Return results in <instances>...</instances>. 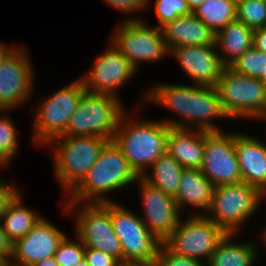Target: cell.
<instances>
[{"mask_svg": "<svg viewBox=\"0 0 266 266\" xmlns=\"http://www.w3.org/2000/svg\"><path fill=\"white\" fill-rule=\"evenodd\" d=\"M166 47L215 45V34L193 13L180 16L161 27Z\"/></svg>", "mask_w": 266, "mask_h": 266, "instance_id": "44dd1931", "label": "cell"}, {"mask_svg": "<svg viewBox=\"0 0 266 266\" xmlns=\"http://www.w3.org/2000/svg\"><path fill=\"white\" fill-rule=\"evenodd\" d=\"M227 232L206 215H191L180 220L174 231L162 242L171 252L179 256L208 262L219 242Z\"/></svg>", "mask_w": 266, "mask_h": 266, "instance_id": "8fae6325", "label": "cell"}, {"mask_svg": "<svg viewBox=\"0 0 266 266\" xmlns=\"http://www.w3.org/2000/svg\"><path fill=\"white\" fill-rule=\"evenodd\" d=\"M213 189L214 185L202 174L201 169H183L178 193L174 198L180 210L189 205L205 212L192 215H207Z\"/></svg>", "mask_w": 266, "mask_h": 266, "instance_id": "7402d4cb", "label": "cell"}, {"mask_svg": "<svg viewBox=\"0 0 266 266\" xmlns=\"http://www.w3.org/2000/svg\"><path fill=\"white\" fill-rule=\"evenodd\" d=\"M143 21L140 18L122 19L110 39L136 71L140 62L159 61L169 54L161 28L151 27Z\"/></svg>", "mask_w": 266, "mask_h": 266, "instance_id": "30bf717a", "label": "cell"}, {"mask_svg": "<svg viewBox=\"0 0 266 266\" xmlns=\"http://www.w3.org/2000/svg\"><path fill=\"white\" fill-rule=\"evenodd\" d=\"M235 150L242 182L258 188L266 196V143L256 136L236 132Z\"/></svg>", "mask_w": 266, "mask_h": 266, "instance_id": "d6986e66", "label": "cell"}, {"mask_svg": "<svg viewBox=\"0 0 266 266\" xmlns=\"http://www.w3.org/2000/svg\"><path fill=\"white\" fill-rule=\"evenodd\" d=\"M253 47L266 54V27L254 29Z\"/></svg>", "mask_w": 266, "mask_h": 266, "instance_id": "74e56055", "label": "cell"}, {"mask_svg": "<svg viewBox=\"0 0 266 266\" xmlns=\"http://www.w3.org/2000/svg\"><path fill=\"white\" fill-rule=\"evenodd\" d=\"M85 260L89 266H120V262L101 250L86 247Z\"/></svg>", "mask_w": 266, "mask_h": 266, "instance_id": "836d02e7", "label": "cell"}, {"mask_svg": "<svg viewBox=\"0 0 266 266\" xmlns=\"http://www.w3.org/2000/svg\"><path fill=\"white\" fill-rule=\"evenodd\" d=\"M65 203L64 211H69V215L76 212L75 232L84 246L101 250L122 263L121 244L110 218V202L82 203L81 208L78 202Z\"/></svg>", "mask_w": 266, "mask_h": 266, "instance_id": "9c48e42d", "label": "cell"}, {"mask_svg": "<svg viewBox=\"0 0 266 266\" xmlns=\"http://www.w3.org/2000/svg\"><path fill=\"white\" fill-rule=\"evenodd\" d=\"M109 45L110 47L94 61L88 74L80 78L87 92L118 97L117 90L133 79L137 71L112 43Z\"/></svg>", "mask_w": 266, "mask_h": 266, "instance_id": "9a60e30c", "label": "cell"}, {"mask_svg": "<svg viewBox=\"0 0 266 266\" xmlns=\"http://www.w3.org/2000/svg\"><path fill=\"white\" fill-rule=\"evenodd\" d=\"M75 266H89L85 258L78 262Z\"/></svg>", "mask_w": 266, "mask_h": 266, "instance_id": "ee69618b", "label": "cell"}, {"mask_svg": "<svg viewBox=\"0 0 266 266\" xmlns=\"http://www.w3.org/2000/svg\"><path fill=\"white\" fill-rule=\"evenodd\" d=\"M202 174L214 185L242 182L235 132L204 131Z\"/></svg>", "mask_w": 266, "mask_h": 266, "instance_id": "4fadbf2b", "label": "cell"}, {"mask_svg": "<svg viewBox=\"0 0 266 266\" xmlns=\"http://www.w3.org/2000/svg\"><path fill=\"white\" fill-rule=\"evenodd\" d=\"M15 49L0 64V111L24 105L32 96L34 70L23 46Z\"/></svg>", "mask_w": 266, "mask_h": 266, "instance_id": "5bb4252c", "label": "cell"}, {"mask_svg": "<svg viewBox=\"0 0 266 266\" xmlns=\"http://www.w3.org/2000/svg\"><path fill=\"white\" fill-rule=\"evenodd\" d=\"M204 1L205 0H186L191 13L196 10Z\"/></svg>", "mask_w": 266, "mask_h": 266, "instance_id": "b9f144b4", "label": "cell"}, {"mask_svg": "<svg viewBox=\"0 0 266 266\" xmlns=\"http://www.w3.org/2000/svg\"><path fill=\"white\" fill-rule=\"evenodd\" d=\"M265 197L258 188L244 182L217 185L206 216L227 233H237L239 226L254 215Z\"/></svg>", "mask_w": 266, "mask_h": 266, "instance_id": "ba28073f", "label": "cell"}, {"mask_svg": "<svg viewBox=\"0 0 266 266\" xmlns=\"http://www.w3.org/2000/svg\"><path fill=\"white\" fill-rule=\"evenodd\" d=\"M263 233L261 235L263 236V238H266V228L264 229V232Z\"/></svg>", "mask_w": 266, "mask_h": 266, "instance_id": "bcb514c9", "label": "cell"}, {"mask_svg": "<svg viewBox=\"0 0 266 266\" xmlns=\"http://www.w3.org/2000/svg\"><path fill=\"white\" fill-rule=\"evenodd\" d=\"M124 113L125 108L119 97L86 91L70 116L63 135L97 136L112 140Z\"/></svg>", "mask_w": 266, "mask_h": 266, "instance_id": "5b68a950", "label": "cell"}, {"mask_svg": "<svg viewBox=\"0 0 266 266\" xmlns=\"http://www.w3.org/2000/svg\"><path fill=\"white\" fill-rule=\"evenodd\" d=\"M195 85L216 87L225 66L216 45L177 46L169 50Z\"/></svg>", "mask_w": 266, "mask_h": 266, "instance_id": "ac0fdd59", "label": "cell"}, {"mask_svg": "<svg viewBox=\"0 0 266 266\" xmlns=\"http://www.w3.org/2000/svg\"><path fill=\"white\" fill-rule=\"evenodd\" d=\"M166 151L184 169H201L204 155V130L170 127Z\"/></svg>", "mask_w": 266, "mask_h": 266, "instance_id": "ffe728a7", "label": "cell"}, {"mask_svg": "<svg viewBox=\"0 0 266 266\" xmlns=\"http://www.w3.org/2000/svg\"><path fill=\"white\" fill-rule=\"evenodd\" d=\"M143 97L145 102L169 108L179 114L181 121H163L169 127L191 129L196 125V129L204 131H221L213 121L215 118H229L213 86L158 83Z\"/></svg>", "mask_w": 266, "mask_h": 266, "instance_id": "6da1fadb", "label": "cell"}, {"mask_svg": "<svg viewBox=\"0 0 266 266\" xmlns=\"http://www.w3.org/2000/svg\"><path fill=\"white\" fill-rule=\"evenodd\" d=\"M86 92L81 78L65 85L49 97L42 98L34 112L32 140L40 146L63 135L78 104Z\"/></svg>", "mask_w": 266, "mask_h": 266, "instance_id": "52a82bcc", "label": "cell"}, {"mask_svg": "<svg viewBox=\"0 0 266 266\" xmlns=\"http://www.w3.org/2000/svg\"><path fill=\"white\" fill-rule=\"evenodd\" d=\"M261 238V240H262V242L264 243V245H265V247H266V238H263V236H260Z\"/></svg>", "mask_w": 266, "mask_h": 266, "instance_id": "f6af8a7d", "label": "cell"}, {"mask_svg": "<svg viewBox=\"0 0 266 266\" xmlns=\"http://www.w3.org/2000/svg\"><path fill=\"white\" fill-rule=\"evenodd\" d=\"M65 236L50 221L41 217L25 236L12 244L9 263L15 266H33L52 257Z\"/></svg>", "mask_w": 266, "mask_h": 266, "instance_id": "e0dca14e", "label": "cell"}, {"mask_svg": "<svg viewBox=\"0 0 266 266\" xmlns=\"http://www.w3.org/2000/svg\"><path fill=\"white\" fill-rule=\"evenodd\" d=\"M216 89L225 113L231 118L266 120V84L258 78L225 67Z\"/></svg>", "mask_w": 266, "mask_h": 266, "instance_id": "8992f818", "label": "cell"}, {"mask_svg": "<svg viewBox=\"0 0 266 266\" xmlns=\"http://www.w3.org/2000/svg\"><path fill=\"white\" fill-rule=\"evenodd\" d=\"M15 48L6 46L0 43V64L5 60V58L14 50Z\"/></svg>", "mask_w": 266, "mask_h": 266, "instance_id": "f35d334b", "label": "cell"}, {"mask_svg": "<svg viewBox=\"0 0 266 266\" xmlns=\"http://www.w3.org/2000/svg\"><path fill=\"white\" fill-rule=\"evenodd\" d=\"M138 178L119 147L109 140L86 176L68 194L66 202H114L106 193L137 183Z\"/></svg>", "mask_w": 266, "mask_h": 266, "instance_id": "7a4b0ae2", "label": "cell"}, {"mask_svg": "<svg viewBox=\"0 0 266 266\" xmlns=\"http://www.w3.org/2000/svg\"><path fill=\"white\" fill-rule=\"evenodd\" d=\"M236 20L252 29L266 27V0H237Z\"/></svg>", "mask_w": 266, "mask_h": 266, "instance_id": "f1b7e54d", "label": "cell"}, {"mask_svg": "<svg viewBox=\"0 0 266 266\" xmlns=\"http://www.w3.org/2000/svg\"><path fill=\"white\" fill-rule=\"evenodd\" d=\"M127 115L126 112L122 115L112 140L135 173L142 177L166 152L170 127L163 120H136L130 114Z\"/></svg>", "mask_w": 266, "mask_h": 266, "instance_id": "3957f363", "label": "cell"}, {"mask_svg": "<svg viewBox=\"0 0 266 266\" xmlns=\"http://www.w3.org/2000/svg\"><path fill=\"white\" fill-rule=\"evenodd\" d=\"M109 139L97 136L61 135L47 143L52 145L54 174L69 194L92 168ZM58 143V144H56Z\"/></svg>", "mask_w": 266, "mask_h": 266, "instance_id": "277c9868", "label": "cell"}, {"mask_svg": "<svg viewBox=\"0 0 266 266\" xmlns=\"http://www.w3.org/2000/svg\"><path fill=\"white\" fill-rule=\"evenodd\" d=\"M229 67L237 73L264 81L266 79V54L252 47Z\"/></svg>", "mask_w": 266, "mask_h": 266, "instance_id": "83f0119b", "label": "cell"}, {"mask_svg": "<svg viewBox=\"0 0 266 266\" xmlns=\"http://www.w3.org/2000/svg\"><path fill=\"white\" fill-rule=\"evenodd\" d=\"M33 266H59L54 256L45 258L42 261L37 262Z\"/></svg>", "mask_w": 266, "mask_h": 266, "instance_id": "ab89813d", "label": "cell"}, {"mask_svg": "<svg viewBox=\"0 0 266 266\" xmlns=\"http://www.w3.org/2000/svg\"><path fill=\"white\" fill-rule=\"evenodd\" d=\"M9 264V260L0 257V266H7Z\"/></svg>", "mask_w": 266, "mask_h": 266, "instance_id": "7bdbcfd3", "label": "cell"}, {"mask_svg": "<svg viewBox=\"0 0 266 266\" xmlns=\"http://www.w3.org/2000/svg\"><path fill=\"white\" fill-rule=\"evenodd\" d=\"M23 204L19 192L7 205L6 211L1 217L3 229L12 244L25 236L42 217Z\"/></svg>", "mask_w": 266, "mask_h": 266, "instance_id": "d4e9b609", "label": "cell"}, {"mask_svg": "<svg viewBox=\"0 0 266 266\" xmlns=\"http://www.w3.org/2000/svg\"><path fill=\"white\" fill-rule=\"evenodd\" d=\"M142 178L162 192L175 197L178 193L183 167L166 151L150 167Z\"/></svg>", "mask_w": 266, "mask_h": 266, "instance_id": "484cf974", "label": "cell"}, {"mask_svg": "<svg viewBox=\"0 0 266 266\" xmlns=\"http://www.w3.org/2000/svg\"><path fill=\"white\" fill-rule=\"evenodd\" d=\"M112 227L122 249L123 262H154L162 242L151 233L139 215L118 202H110Z\"/></svg>", "mask_w": 266, "mask_h": 266, "instance_id": "7c38bea8", "label": "cell"}, {"mask_svg": "<svg viewBox=\"0 0 266 266\" xmlns=\"http://www.w3.org/2000/svg\"><path fill=\"white\" fill-rule=\"evenodd\" d=\"M154 7L159 20L158 28L180 16L191 14L186 0H155Z\"/></svg>", "mask_w": 266, "mask_h": 266, "instance_id": "1f68e13d", "label": "cell"}, {"mask_svg": "<svg viewBox=\"0 0 266 266\" xmlns=\"http://www.w3.org/2000/svg\"><path fill=\"white\" fill-rule=\"evenodd\" d=\"M237 0H205L192 13L214 34L236 20Z\"/></svg>", "mask_w": 266, "mask_h": 266, "instance_id": "4316f807", "label": "cell"}, {"mask_svg": "<svg viewBox=\"0 0 266 266\" xmlns=\"http://www.w3.org/2000/svg\"><path fill=\"white\" fill-rule=\"evenodd\" d=\"M120 266H157L154 262H123Z\"/></svg>", "mask_w": 266, "mask_h": 266, "instance_id": "60d3db41", "label": "cell"}, {"mask_svg": "<svg viewBox=\"0 0 266 266\" xmlns=\"http://www.w3.org/2000/svg\"><path fill=\"white\" fill-rule=\"evenodd\" d=\"M8 117L4 114L0 116V167L9 166L18 151L17 129Z\"/></svg>", "mask_w": 266, "mask_h": 266, "instance_id": "f546056e", "label": "cell"}, {"mask_svg": "<svg viewBox=\"0 0 266 266\" xmlns=\"http://www.w3.org/2000/svg\"><path fill=\"white\" fill-rule=\"evenodd\" d=\"M236 233H227L210 256L206 266H253L258 258L257 247L251 242H233Z\"/></svg>", "mask_w": 266, "mask_h": 266, "instance_id": "cb8c5ba5", "label": "cell"}, {"mask_svg": "<svg viewBox=\"0 0 266 266\" xmlns=\"http://www.w3.org/2000/svg\"><path fill=\"white\" fill-rule=\"evenodd\" d=\"M12 254V242L9 240L7 234L3 229L0 220V257L10 260Z\"/></svg>", "mask_w": 266, "mask_h": 266, "instance_id": "8d00e7d4", "label": "cell"}, {"mask_svg": "<svg viewBox=\"0 0 266 266\" xmlns=\"http://www.w3.org/2000/svg\"><path fill=\"white\" fill-rule=\"evenodd\" d=\"M155 263L157 266H206L204 261L174 254L163 244L160 245Z\"/></svg>", "mask_w": 266, "mask_h": 266, "instance_id": "d6a6232c", "label": "cell"}, {"mask_svg": "<svg viewBox=\"0 0 266 266\" xmlns=\"http://www.w3.org/2000/svg\"><path fill=\"white\" fill-rule=\"evenodd\" d=\"M85 250L86 247L79 238L74 241L66 235L59 243L54 258L59 266H75L85 258Z\"/></svg>", "mask_w": 266, "mask_h": 266, "instance_id": "4dcf8cb0", "label": "cell"}, {"mask_svg": "<svg viewBox=\"0 0 266 266\" xmlns=\"http://www.w3.org/2000/svg\"><path fill=\"white\" fill-rule=\"evenodd\" d=\"M111 7L129 14L135 11H144L150 5V0H104Z\"/></svg>", "mask_w": 266, "mask_h": 266, "instance_id": "e575fe53", "label": "cell"}, {"mask_svg": "<svg viewBox=\"0 0 266 266\" xmlns=\"http://www.w3.org/2000/svg\"><path fill=\"white\" fill-rule=\"evenodd\" d=\"M19 193L16 186L7 183L0 177V220L4 212L6 211L7 205L12 199Z\"/></svg>", "mask_w": 266, "mask_h": 266, "instance_id": "d590c367", "label": "cell"}, {"mask_svg": "<svg viewBox=\"0 0 266 266\" xmlns=\"http://www.w3.org/2000/svg\"><path fill=\"white\" fill-rule=\"evenodd\" d=\"M137 181L145 216L142 221L148 230L163 242L180 223V209L173 196L152 186L142 177Z\"/></svg>", "mask_w": 266, "mask_h": 266, "instance_id": "2e32d148", "label": "cell"}, {"mask_svg": "<svg viewBox=\"0 0 266 266\" xmlns=\"http://www.w3.org/2000/svg\"><path fill=\"white\" fill-rule=\"evenodd\" d=\"M253 32L254 29L235 20L215 34V45L217 50H222L219 56L225 67L253 47Z\"/></svg>", "mask_w": 266, "mask_h": 266, "instance_id": "603a6c76", "label": "cell"}]
</instances>
